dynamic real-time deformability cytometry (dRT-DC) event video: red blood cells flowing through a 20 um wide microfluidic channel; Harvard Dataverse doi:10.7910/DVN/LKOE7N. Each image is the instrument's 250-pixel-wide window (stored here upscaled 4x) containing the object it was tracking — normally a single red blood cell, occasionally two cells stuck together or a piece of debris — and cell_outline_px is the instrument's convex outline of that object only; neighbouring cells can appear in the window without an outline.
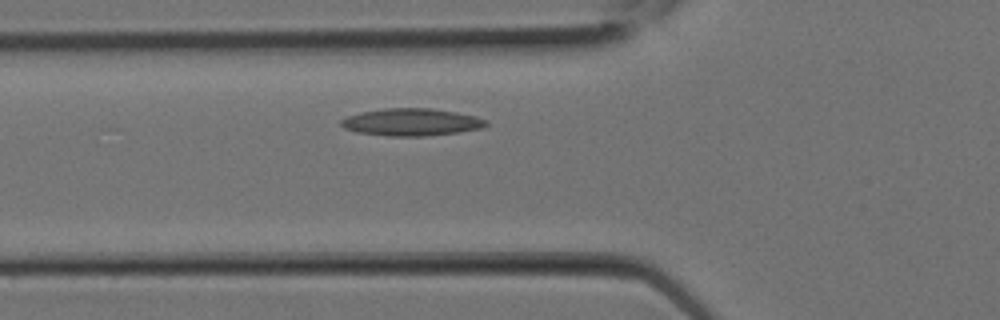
{"species": "Egyptian fruit bat (a non-hibernating species)", "species_latin": "Rousettus aegyptiacus", "temperature_condition": "room temperature", "stored_images_in_passage": 4, "segment_of_instrument_passage": [1, 2], "camera_frame_rate_fps": 3000, "um_per_image_px": 0.085, "animal": {"sex": "female"}, "frame": {"image": 1, "passage_image": 3, "time_ms": 0.667, "image_size_px": [1000, 320], "cell_outline_px": [[488, 124], [480, 128], [456, 132], [424, 136], [388, 136], [356, 132], [344, 128], [340, 124], [340, 120], [348, 116], [360, 112], [384, 108], [432, 108], [456, 112], [476, 116], [488, 120]], "centroid_in_image_um": [34.95, 10.37], "position_along_channel_um": 90.9, "area_um2": 23.06}}